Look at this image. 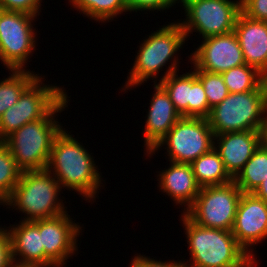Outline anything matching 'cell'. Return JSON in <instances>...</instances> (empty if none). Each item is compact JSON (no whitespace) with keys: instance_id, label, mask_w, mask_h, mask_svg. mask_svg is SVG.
Here are the masks:
<instances>
[{"instance_id":"1","label":"cell","mask_w":267,"mask_h":267,"mask_svg":"<svg viewBox=\"0 0 267 267\" xmlns=\"http://www.w3.org/2000/svg\"><path fill=\"white\" fill-rule=\"evenodd\" d=\"M186 230L192 264L184 267H253L258 262L238 244L232 231L205 228L191 221L185 214Z\"/></svg>"},{"instance_id":"2","label":"cell","mask_w":267,"mask_h":267,"mask_svg":"<svg viewBox=\"0 0 267 267\" xmlns=\"http://www.w3.org/2000/svg\"><path fill=\"white\" fill-rule=\"evenodd\" d=\"M93 160L87 150L62 129L54 139L47 170L53 172L61 187L76 190L86 200H92L102 181Z\"/></svg>"},{"instance_id":"3","label":"cell","mask_w":267,"mask_h":267,"mask_svg":"<svg viewBox=\"0 0 267 267\" xmlns=\"http://www.w3.org/2000/svg\"><path fill=\"white\" fill-rule=\"evenodd\" d=\"M67 95L44 117L26 123L2 143L10 150L21 171L45 170L55 137L63 129L54 114L67 107Z\"/></svg>"},{"instance_id":"4","label":"cell","mask_w":267,"mask_h":267,"mask_svg":"<svg viewBox=\"0 0 267 267\" xmlns=\"http://www.w3.org/2000/svg\"><path fill=\"white\" fill-rule=\"evenodd\" d=\"M61 188L47 169L22 171L17 185L3 204L16 206V209L27 214L23 221L56 217L66 213L63 202L58 199Z\"/></svg>"},{"instance_id":"5","label":"cell","mask_w":267,"mask_h":267,"mask_svg":"<svg viewBox=\"0 0 267 267\" xmlns=\"http://www.w3.org/2000/svg\"><path fill=\"white\" fill-rule=\"evenodd\" d=\"M266 90L264 81L252 91L229 93L211 109L207 118L214 135L239 131H260L265 121Z\"/></svg>"},{"instance_id":"6","label":"cell","mask_w":267,"mask_h":267,"mask_svg":"<svg viewBox=\"0 0 267 267\" xmlns=\"http://www.w3.org/2000/svg\"><path fill=\"white\" fill-rule=\"evenodd\" d=\"M159 29L157 32L151 33L149 38L139 46L140 50L135 57L136 60L124 90L135 85L138 86L151 77L156 78L160 69L185 43L186 35L180 22L171 23Z\"/></svg>"},{"instance_id":"7","label":"cell","mask_w":267,"mask_h":267,"mask_svg":"<svg viewBox=\"0 0 267 267\" xmlns=\"http://www.w3.org/2000/svg\"><path fill=\"white\" fill-rule=\"evenodd\" d=\"M241 195L234 181L203 187L183 213L199 226L232 231Z\"/></svg>"},{"instance_id":"8","label":"cell","mask_w":267,"mask_h":267,"mask_svg":"<svg viewBox=\"0 0 267 267\" xmlns=\"http://www.w3.org/2000/svg\"><path fill=\"white\" fill-rule=\"evenodd\" d=\"M214 137L207 118L181 117L147 155L166 143L170 163L191 164L214 148Z\"/></svg>"},{"instance_id":"9","label":"cell","mask_w":267,"mask_h":267,"mask_svg":"<svg viewBox=\"0 0 267 267\" xmlns=\"http://www.w3.org/2000/svg\"><path fill=\"white\" fill-rule=\"evenodd\" d=\"M41 78L39 76L0 117V142L26 123L44 118L66 96L60 87L43 86Z\"/></svg>"},{"instance_id":"10","label":"cell","mask_w":267,"mask_h":267,"mask_svg":"<svg viewBox=\"0 0 267 267\" xmlns=\"http://www.w3.org/2000/svg\"><path fill=\"white\" fill-rule=\"evenodd\" d=\"M182 5L187 19L180 24L186 38L192 30L202 38L233 32L241 12V0H184Z\"/></svg>"},{"instance_id":"11","label":"cell","mask_w":267,"mask_h":267,"mask_svg":"<svg viewBox=\"0 0 267 267\" xmlns=\"http://www.w3.org/2000/svg\"><path fill=\"white\" fill-rule=\"evenodd\" d=\"M36 16L0 9V60L9 70H23L31 51L35 50V36L31 21Z\"/></svg>"},{"instance_id":"12","label":"cell","mask_w":267,"mask_h":267,"mask_svg":"<svg viewBox=\"0 0 267 267\" xmlns=\"http://www.w3.org/2000/svg\"><path fill=\"white\" fill-rule=\"evenodd\" d=\"M177 61L174 58L159 84L165 89L181 117L208 118L211 108L201 81L194 71L178 76Z\"/></svg>"},{"instance_id":"13","label":"cell","mask_w":267,"mask_h":267,"mask_svg":"<svg viewBox=\"0 0 267 267\" xmlns=\"http://www.w3.org/2000/svg\"><path fill=\"white\" fill-rule=\"evenodd\" d=\"M80 230L81 227L73 223L67 212L39 220V233L45 250V267H61L65 264V260L77 249L76 240Z\"/></svg>"},{"instance_id":"14","label":"cell","mask_w":267,"mask_h":267,"mask_svg":"<svg viewBox=\"0 0 267 267\" xmlns=\"http://www.w3.org/2000/svg\"><path fill=\"white\" fill-rule=\"evenodd\" d=\"M203 39V44L190 57L197 69L222 74L233 67L246 64L234 31Z\"/></svg>"},{"instance_id":"15","label":"cell","mask_w":267,"mask_h":267,"mask_svg":"<svg viewBox=\"0 0 267 267\" xmlns=\"http://www.w3.org/2000/svg\"><path fill=\"white\" fill-rule=\"evenodd\" d=\"M238 244L250 255L252 245L267 238V203L253 193H242L232 228Z\"/></svg>"},{"instance_id":"16","label":"cell","mask_w":267,"mask_h":267,"mask_svg":"<svg viewBox=\"0 0 267 267\" xmlns=\"http://www.w3.org/2000/svg\"><path fill=\"white\" fill-rule=\"evenodd\" d=\"M216 139L219 145L215 144L214 149L219 153L226 171L233 179L261 145L260 131L224 133L215 135L214 140Z\"/></svg>"},{"instance_id":"17","label":"cell","mask_w":267,"mask_h":267,"mask_svg":"<svg viewBox=\"0 0 267 267\" xmlns=\"http://www.w3.org/2000/svg\"><path fill=\"white\" fill-rule=\"evenodd\" d=\"M234 32L245 63L264 75L267 72V21L254 20L240 12Z\"/></svg>"},{"instance_id":"18","label":"cell","mask_w":267,"mask_h":267,"mask_svg":"<svg viewBox=\"0 0 267 267\" xmlns=\"http://www.w3.org/2000/svg\"><path fill=\"white\" fill-rule=\"evenodd\" d=\"M20 222L18 226L8 229L14 266L45 267V250L39 233V220Z\"/></svg>"},{"instance_id":"19","label":"cell","mask_w":267,"mask_h":267,"mask_svg":"<svg viewBox=\"0 0 267 267\" xmlns=\"http://www.w3.org/2000/svg\"><path fill=\"white\" fill-rule=\"evenodd\" d=\"M155 93L152 96L144 136L146 150L151 151L181 118L165 89L154 81Z\"/></svg>"},{"instance_id":"20","label":"cell","mask_w":267,"mask_h":267,"mask_svg":"<svg viewBox=\"0 0 267 267\" xmlns=\"http://www.w3.org/2000/svg\"><path fill=\"white\" fill-rule=\"evenodd\" d=\"M159 176L160 189L171 196L177 205H187V210L193 204L201 189L196 181L191 164L172 162L171 166L163 170Z\"/></svg>"},{"instance_id":"21","label":"cell","mask_w":267,"mask_h":267,"mask_svg":"<svg viewBox=\"0 0 267 267\" xmlns=\"http://www.w3.org/2000/svg\"><path fill=\"white\" fill-rule=\"evenodd\" d=\"M191 167L201 188L224 185L233 181L226 171L219 153L214 148L193 161Z\"/></svg>"},{"instance_id":"22","label":"cell","mask_w":267,"mask_h":267,"mask_svg":"<svg viewBox=\"0 0 267 267\" xmlns=\"http://www.w3.org/2000/svg\"><path fill=\"white\" fill-rule=\"evenodd\" d=\"M266 178L267 149L260 145L233 181L242 193H253Z\"/></svg>"},{"instance_id":"23","label":"cell","mask_w":267,"mask_h":267,"mask_svg":"<svg viewBox=\"0 0 267 267\" xmlns=\"http://www.w3.org/2000/svg\"><path fill=\"white\" fill-rule=\"evenodd\" d=\"M12 74L0 82V117L14 105L21 94L39 77L30 71L11 70Z\"/></svg>"},{"instance_id":"24","label":"cell","mask_w":267,"mask_h":267,"mask_svg":"<svg viewBox=\"0 0 267 267\" xmlns=\"http://www.w3.org/2000/svg\"><path fill=\"white\" fill-rule=\"evenodd\" d=\"M74 8L94 20L106 22L127 12L126 0H69Z\"/></svg>"},{"instance_id":"25","label":"cell","mask_w":267,"mask_h":267,"mask_svg":"<svg viewBox=\"0 0 267 267\" xmlns=\"http://www.w3.org/2000/svg\"><path fill=\"white\" fill-rule=\"evenodd\" d=\"M221 75L229 93L252 91L263 82V74L247 64L233 67Z\"/></svg>"},{"instance_id":"26","label":"cell","mask_w":267,"mask_h":267,"mask_svg":"<svg viewBox=\"0 0 267 267\" xmlns=\"http://www.w3.org/2000/svg\"><path fill=\"white\" fill-rule=\"evenodd\" d=\"M22 174L10 150L0 142V203H4Z\"/></svg>"},{"instance_id":"27","label":"cell","mask_w":267,"mask_h":267,"mask_svg":"<svg viewBox=\"0 0 267 267\" xmlns=\"http://www.w3.org/2000/svg\"><path fill=\"white\" fill-rule=\"evenodd\" d=\"M194 72L204 87L207 101L211 109L228 96L229 91L221 74L199 70L195 66Z\"/></svg>"},{"instance_id":"28","label":"cell","mask_w":267,"mask_h":267,"mask_svg":"<svg viewBox=\"0 0 267 267\" xmlns=\"http://www.w3.org/2000/svg\"><path fill=\"white\" fill-rule=\"evenodd\" d=\"M42 0H0V9L7 11H19L33 16L39 14Z\"/></svg>"},{"instance_id":"29","label":"cell","mask_w":267,"mask_h":267,"mask_svg":"<svg viewBox=\"0 0 267 267\" xmlns=\"http://www.w3.org/2000/svg\"><path fill=\"white\" fill-rule=\"evenodd\" d=\"M241 12L251 19L267 21V0H241Z\"/></svg>"},{"instance_id":"30","label":"cell","mask_w":267,"mask_h":267,"mask_svg":"<svg viewBox=\"0 0 267 267\" xmlns=\"http://www.w3.org/2000/svg\"><path fill=\"white\" fill-rule=\"evenodd\" d=\"M176 0H126L128 11L164 10L174 6Z\"/></svg>"},{"instance_id":"31","label":"cell","mask_w":267,"mask_h":267,"mask_svg":"<svg viewBox=\"0 0 267 267\" xmlns=\"http://www.w3.org/2000/svg\"><path fill=\"white\" fill-rule=\"evenodd\" d=\"M0 267H15L12 260L11 239L8 229L0 228Z\"/></svg>"},{"instance_id":"32","label":"cell","mask_w":267,"mask_h":267,"mask_svg":"<svg viewBox=\"0 0 267 267\" xmlns=\"http://www.w3.org/2000/svg\"><path fill=\"white\" fill-rule=\"evenodd\" d=\"M174 262V263H173ZM130 267H184V261L183 262H175L169 261V262H162L157 261L154 259H150L148 257H143L142 255H137L134 257V259L131 262Z\"/></svg>"},{"instance_id":"33","label":"cell","mask_w":267,"mask_h":267,"mask_svg":"<svg viewBox=\"0 0 267 267\" xmlns=\"http://www.w3.org/2000/svg\"><path fill=\"white\" fill-rule=\"evenodd\" d=\"M253 194L267 203V178L256 188Z\"/></svg>"},{"instance_id":"34","label":"cell","mask_w":267,"mask_h":267,"mask_svg":"<svg viewBox=\"0 0 267 267\" xmlns=\"http://www.w3.org/2000/svg\"><path fill=\"white\" fill-rule=\"evenodd\" d=\"M260 136H261V145L267 149V117H265V121L261 125Z\"/></svg>"},{"instance_id":"35","label":"cell","mask_w":267,"mask_h":267,"mask_svg":"<svg viewBox=\"0 0 267 267\" xmlns=\"http://www.w3.org/2000/svg\"><path fill=\"white\" fill-rule=\"evenodd\" d=\"M263 81L267 85V72L263 75Z\"/></svg>"},{"instance_id":"36","label":"cell","mask_w":267,"mask_h":267,"mask_svg":"<svg viewBox=\"0 0 267 267\" xmlns=\"http://www.w3.org/2000/svg\"><path fill=\"white\" fill-rule=\"evenodd\" d=\"M265 90H266V108H267V85H265Z\"/></svg>"}]
</instances>
